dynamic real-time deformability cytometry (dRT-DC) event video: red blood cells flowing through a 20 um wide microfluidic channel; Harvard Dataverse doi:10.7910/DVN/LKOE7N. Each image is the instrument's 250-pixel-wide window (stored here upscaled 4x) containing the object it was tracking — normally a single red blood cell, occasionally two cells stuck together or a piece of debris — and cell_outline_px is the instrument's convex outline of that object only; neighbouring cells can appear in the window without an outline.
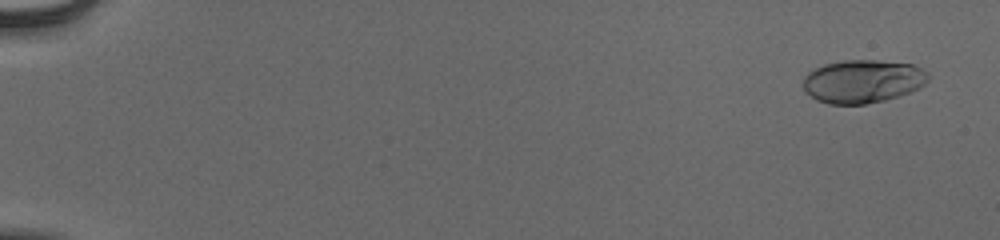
{"species": "human", "species_latin": "Homo sapiens", "temperature_condition": "cold", "stored_images_in_passage": 56, "camera_frame_rate_fps": 3000, "um_per_image_px": 0.085, "donor": {"sex": "male"}, "frame": {"image": 1, "passage_image": 3, "time_ms": 0.667, "image_size_px": [1000, 240], "cell_outline_px": [[928, 80], [920, 88], [884, 100], [864, 104], [828, 104], [816, 100], [804, 88], [804, 76], [808, 72], [824, 64], [844, 60], [876, 60], [912, 64], [928, 72]], "centroid_in_image_um": [73.33, 6.9], "position_along_channel_um": 11.7, "area_um2": 31.27}}
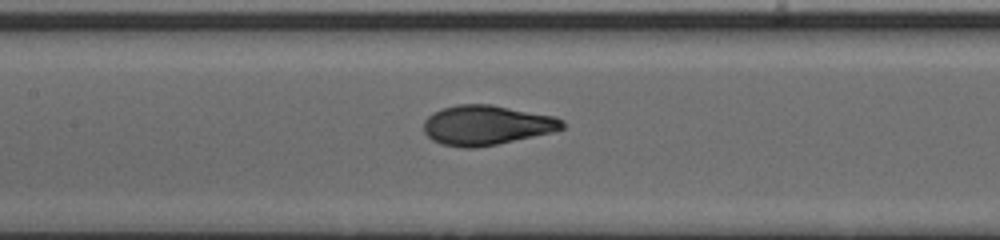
{"frame": {"image": 2, "passage_image": 29, "time_ms": 9.333, "image_size_px": [1000, 240], "cell_outline_px": [[564, 128], [552, 132], [496, 144], [476, 148], [464, 148], [440, 144], [432, 140], [424, 132], [424, 120], [432, 112], [456, 104], [492, 104], [556, 116], [564, 120]], "centroid_in_image_um": [41.35, 10.63], "position_along_channel_um": 166.1, "area_um2": 32.25}}
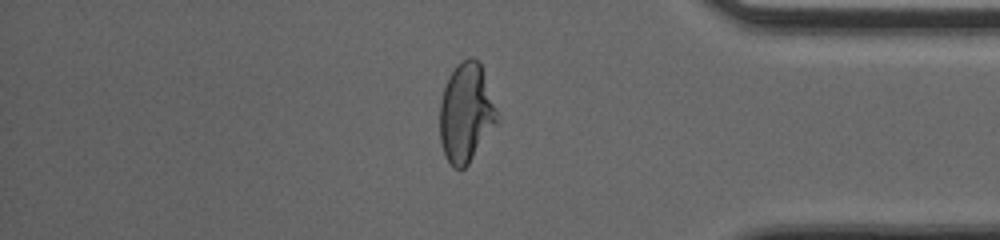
{"frame": {"image": 3, "passage_image": 48, "time_ms": 15.667, "image_size_px": [1000, 240], "cell_outline_px": [[496, 124], [468, 164], [464, 168], [452, 168], [444, 152], [440, 140], [440, 100], [444, 88], [456, 64], [460, 60], [468, 56], [472, 56], [480, 64], [496, 108]], "centroid_in_image_um": [39.59, 9.58], "position_along_channel_um": 395.6, "area_um2": 32.48}, "authors_computed_cell_mechanics": {"area_um2": 31.6744, "velocity_mm_per_s": 3.8913, "shape_relaxation_time_tau1_ms": 3.8597, "shape_relaxation_time_tau2_ms": null, "deformation_change_tau1": 0.1788, "deformation_change_tau2": null}}